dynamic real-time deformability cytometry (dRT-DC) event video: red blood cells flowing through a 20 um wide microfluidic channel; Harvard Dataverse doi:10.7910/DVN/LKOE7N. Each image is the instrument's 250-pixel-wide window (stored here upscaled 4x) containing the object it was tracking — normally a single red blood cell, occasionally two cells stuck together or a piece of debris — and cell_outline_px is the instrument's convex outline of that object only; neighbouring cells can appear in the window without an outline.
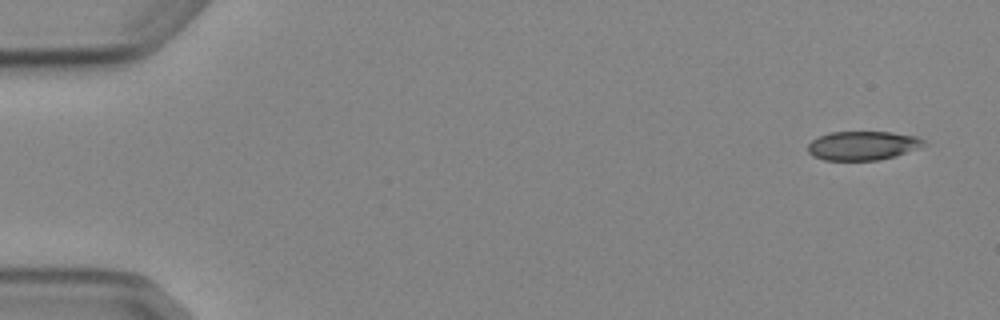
{"species": "Egyptian fruit bat (a non-hibernating species)", "species_latin": "Rousettus aegyptiacus", "temperature_condition": "cold", "stored_images_in_passage": 4, "camera_frame_rate_fps": 3000, "um_per_image_px": 0.085, "animal": {"sex": "female"}, "frame": {"image": 1, "passage_image": 1, "time_ms": 0.0, "image_size_px": [1000, 320], "cell_outline_px": [[928, 144], [896, 156], [880, 160], [824, 160], [812, 156], [808, 152], [808, 144], [812, 140], [820, 136], [832, 132], [892, 132], [916, 136], [924, 140]], "centroid_in_image_um": [73.34, 12.38], "position_along_channel_um": 11.7, "area_um2": 19.59}}
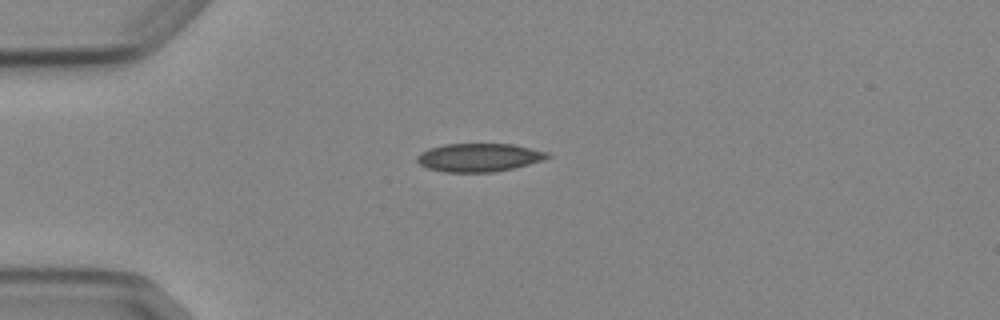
{"frame": {"image": 2, "passage_image": 4, "time_ms": 3.667, "image_size_px": [1000, 320], "cell_outline_px": [[552, 156], [544, 160], [496, 172], [444, 172], [428, 168], [420, 164], [416, 160], [416, 156], [420, 152], [428, 148], [444, 144], [512, 144], [548, 152]], "centroid_in_image_um": [40.69, 13.38], "position_along_channel_um": 44.3, "area_um2": 21.56}}